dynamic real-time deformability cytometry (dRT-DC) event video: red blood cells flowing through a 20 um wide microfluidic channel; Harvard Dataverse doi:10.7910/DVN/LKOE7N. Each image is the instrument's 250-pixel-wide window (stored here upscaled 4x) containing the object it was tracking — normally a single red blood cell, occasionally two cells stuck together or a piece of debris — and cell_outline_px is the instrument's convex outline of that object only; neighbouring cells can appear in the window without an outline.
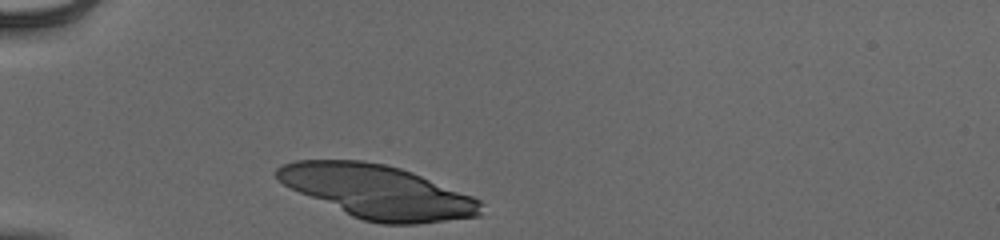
{"species": "human", "species_latin": "Homo sapiens", "temperature_condition": "cold", "stored_images_in_passage": 30, "camera_frame_rate_fps": 3000, "um_per_image_px": 0.085, "donor": {"sex": "male"}, "frame": {"image": 1, "passage_image": 1, "time_ms": 0.0, "image_size_px": [1000, 240], "cell_outline_px": [[484, 204], [480, 216], [416, 224], [380, 224], [364, 220], [352, 216], [300, 192], [284, 184], [276, 176], [276, 168], [284, 164], [296, 160], [360, 160], [384, 164], [400, 168], [412, 172], [472, 196], [480, 200]], "centroid_in_image_um": [32.14, 16.3], "position_along_channel_um": 52.9, "area_um2": 62.71}}